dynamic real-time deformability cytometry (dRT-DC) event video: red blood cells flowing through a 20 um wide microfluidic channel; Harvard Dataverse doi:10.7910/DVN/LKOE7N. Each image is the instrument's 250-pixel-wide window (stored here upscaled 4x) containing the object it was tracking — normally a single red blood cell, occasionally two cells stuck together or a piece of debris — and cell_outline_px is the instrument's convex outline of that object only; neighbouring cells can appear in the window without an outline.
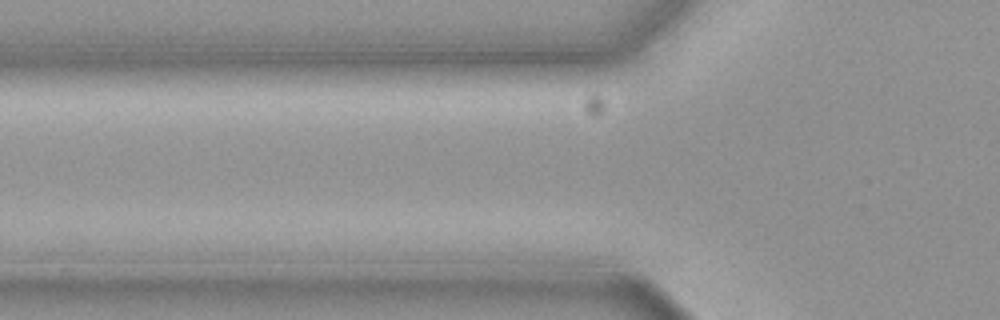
{"species": "common noctule bat (a hibernating species)", "species_latin": "Nyctalus noctula", "temperature_condition": "cold", "stored_images_in_passage": 5, "camera_frame_rate_fps": 3000, "um_per_image_px": 0.085, "animal": {"sex": "female", "body_mass_g": 19.3, "forearm_length_mm": 54.1}, "frame": {"image": 1, "passage_image": 4, "time_ms": 1.0, "image_size_px": [1000, 320], "cell_outline_px": [[576, 200], [568, 204], [444, 204], [436, 200], [432, 196], [468, 192], [484, 192], [568, 196]], "centroid_in_image_um": [42.63, 16.89], "position_along_channel_um": 83.2, "area_um2": 10.0}}